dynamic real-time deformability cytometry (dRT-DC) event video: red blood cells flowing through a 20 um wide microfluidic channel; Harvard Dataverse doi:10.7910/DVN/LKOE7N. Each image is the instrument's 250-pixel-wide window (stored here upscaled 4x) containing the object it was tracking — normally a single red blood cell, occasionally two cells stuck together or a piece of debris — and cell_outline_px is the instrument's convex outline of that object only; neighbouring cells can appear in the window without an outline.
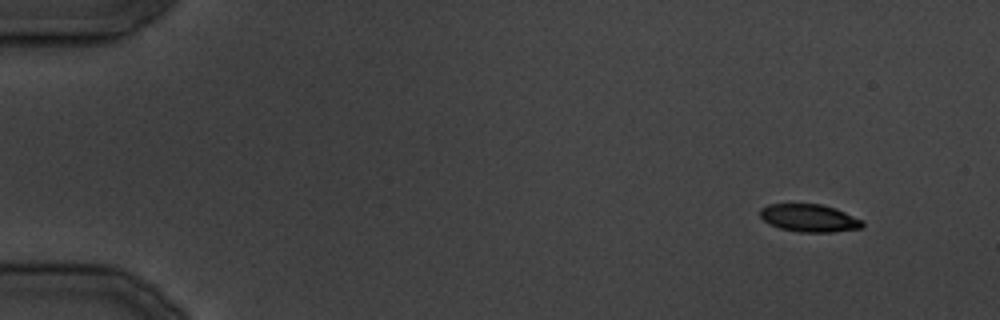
{"species": "common noctule bat (a hibernating species)", "species_latin": "Nyctalus noctula", "temperature_condition": "cold", "stored_images_in_passage": 18, "camera_frame_rate_fps": 3000, "um_per_image_px": 0.085, "animal": {"sex": "male", "body_mass_g": 19.5, "forearm_length_mm": 54.6}, "frame": {"image": 1, "passage_image": 1, "time_ms": 0.0, "image_size_px": [1000, 320], "cell_outline_px": [[864, 228], [832, 232], [800, 232], [780, 228], [768, 224], [760, 216], [760, 208], [768, 204], [820, 204], [836, 208], [864, 220]], "centroid_in_image_um": [68.82, 18.53], "position_along_channel_um": 16.2, "area_um2": 16.7}}
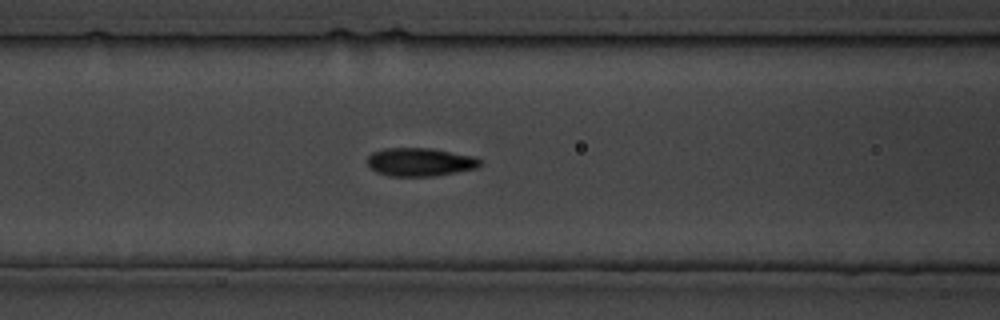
{"frame": {"image": 2, "passage_image": 13, "time_ms": 14.667, "image_size_px": [1000, 320], "cell_outline_px": [[484, 164], [476, 168], [456, 172], [432, 176], [388, 176], [376, 172], [368, 164], [368, 156], [372, 152], [384, 148], [432, 148], [476, 156], [484, 160]], "centroid_in_image_um": [35.76, 13.76], "position_along_channel_um": 130.8, "area_um2": 18.84}}
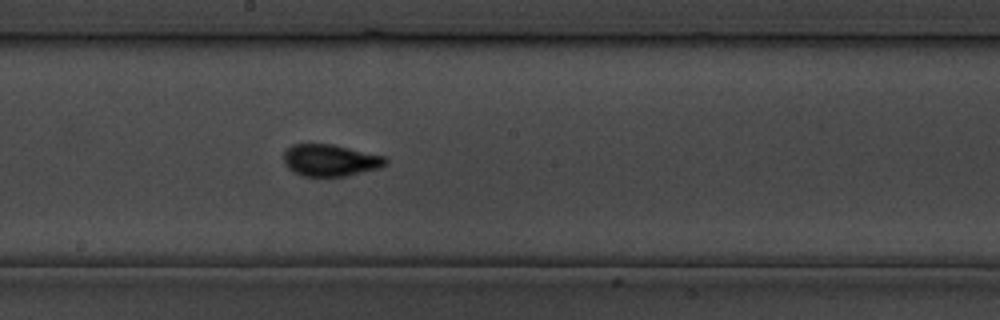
{"frame": {"image": 3, "passage_image": 18, "time_ms": 20.333, "image_size_px": [1000, 320], "cell_outline_px": [[388, 164], [380, 168], [344, 176], [304, 176], [292, 172], [284, 164], [284, 152], [292, 144], [332, 144], [388, 156]], "centroid_in_image_um": [28.11, 13.62], "position_along_channel_um": 220.1, "area_um2": 19.13}}